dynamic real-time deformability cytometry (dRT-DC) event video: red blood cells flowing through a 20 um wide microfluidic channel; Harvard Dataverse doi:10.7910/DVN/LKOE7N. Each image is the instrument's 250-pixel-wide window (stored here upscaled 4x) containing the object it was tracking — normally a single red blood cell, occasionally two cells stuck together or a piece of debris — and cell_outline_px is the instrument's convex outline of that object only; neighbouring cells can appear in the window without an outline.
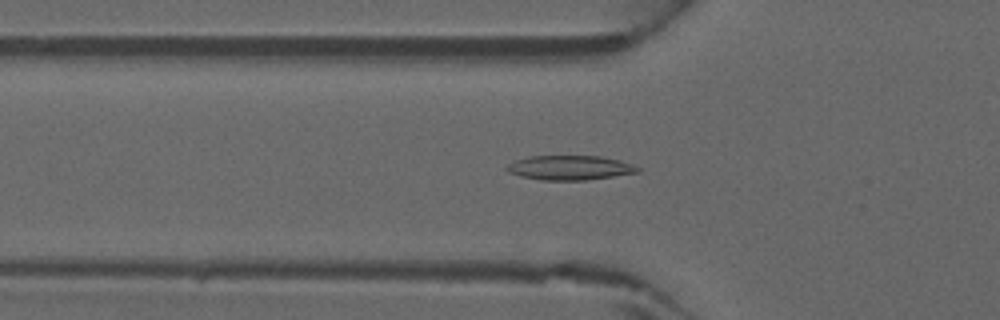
{"species": "common noctule bat (a hibernating species)", "species_latin": "Nyctalus noctula", "temperature_condition": "warm", "stored_images_in_passage": 35, "camera_frame_rate_fps": 3000, "um_per_image_px": 0.085, "animal": {"sex": "male", "forearm_length_mm": 52.5}, "frame": {"image": 1, "passage_image": 5, "time_ms": 1.333, "image_size_px": [1000, 320], "cell_outline_px": [[640, 172], [584, 180], [540, 180], [520, 176], [508, 172], [504, 168], [508, 164], [516, 160], [532, 156], [600, 156], [620, 160], [632, 164], [640, 168]], "centroid_in_image_um": [48.42, 14.25], "position_along_channel_um": 77.4, "area_um2": 18.61}}
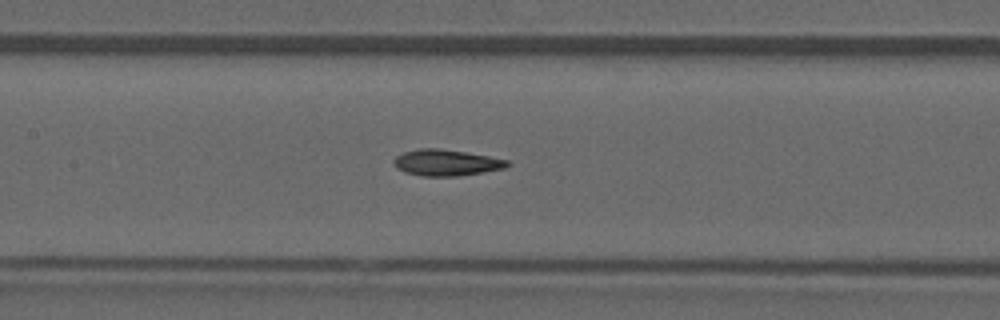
{"frame": {"image": 2, "passage_image": 11, "time_ms": 3.333, "image_size_px": [1000, 320], "cell_outline_px": [[512, 164], [504, 168], [484, 172], [460, 176], [424, 176], [404, 172], [396, 168], [392, 160], [396, 156], [404, 152], [420, 148], [440, 148], [488, 156], [508, 160]], "centroid_in_image_um": [37.92, 13.83], "position_along_channel_um": 169.5, "area_um2": 17.4}}
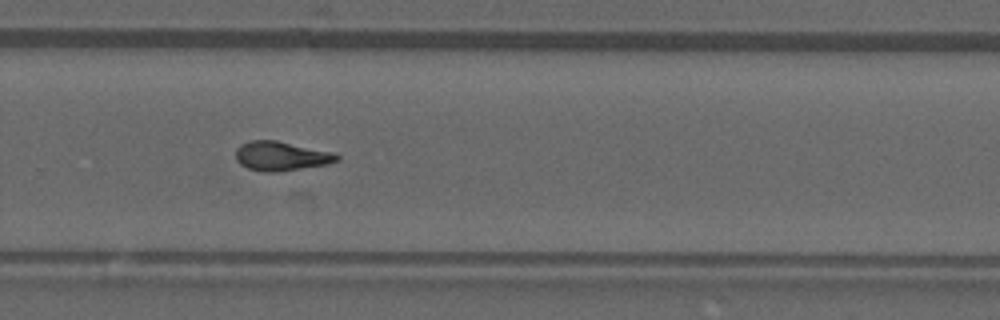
{"frame": {"image": 3, "passage_image": 20, "time_ms": 6.333, "image_size_px": [1000, 320], "cell_outline_px": [[340, 160], [328, 164], [280, 172], [268, 172], [248, 168], [240, 164], [236, 160], [236, 148], [240, 144], [248, 140], [276, 140], [336, 152], [340, 156]], "centroid_in_image_um": [23.93, 13.25], "position_along_channel_um": 305.9, "area_um2": 17.57}}